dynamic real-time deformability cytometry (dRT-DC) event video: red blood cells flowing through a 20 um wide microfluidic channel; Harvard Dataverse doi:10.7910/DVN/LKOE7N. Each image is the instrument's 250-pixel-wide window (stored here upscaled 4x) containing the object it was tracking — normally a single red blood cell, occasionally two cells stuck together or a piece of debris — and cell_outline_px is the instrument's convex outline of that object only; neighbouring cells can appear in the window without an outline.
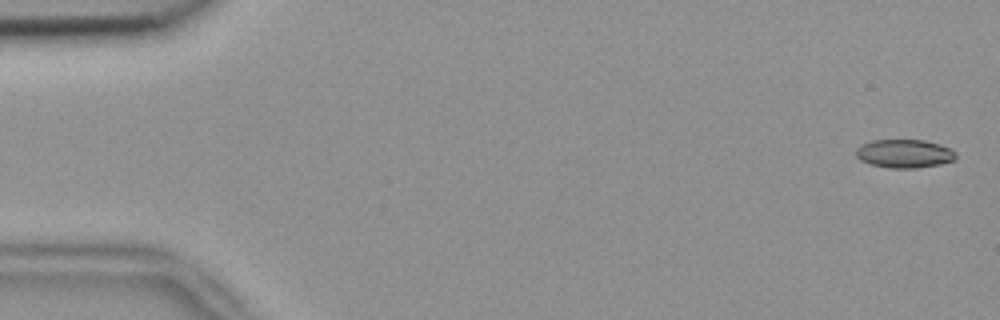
{"species": "common noctule bat (a hibernating species)", "species_latin": "Nyctalus noctula", "temperature_condition": "room temperature", "stored_images_in_passage": 6, "segment_of_instrument_passage": [2, 2], "camera_frame_rate_fps": 3000, "um_per_image_px": 0.085, "animal": {"sex": "female", "body_mass_g": 18.4}, "frame": {"image": 1, "passage_image": 6, "time_ms": 1.667, "image_size_px": [1000, 320], "cell_outline_px": [[956, 160], [940, 164], [916, 168], [888, 168], [868, 164], [860, 160], [856, 156], [856, 148], [860, 144], [872, 140], [924, 140], [940, 144], [952, 148], [956, 152]], "centroid_in_image_um": [76.87, 13.06], "position_along_channel_um": 8.1, "area_um2": 16.88}}